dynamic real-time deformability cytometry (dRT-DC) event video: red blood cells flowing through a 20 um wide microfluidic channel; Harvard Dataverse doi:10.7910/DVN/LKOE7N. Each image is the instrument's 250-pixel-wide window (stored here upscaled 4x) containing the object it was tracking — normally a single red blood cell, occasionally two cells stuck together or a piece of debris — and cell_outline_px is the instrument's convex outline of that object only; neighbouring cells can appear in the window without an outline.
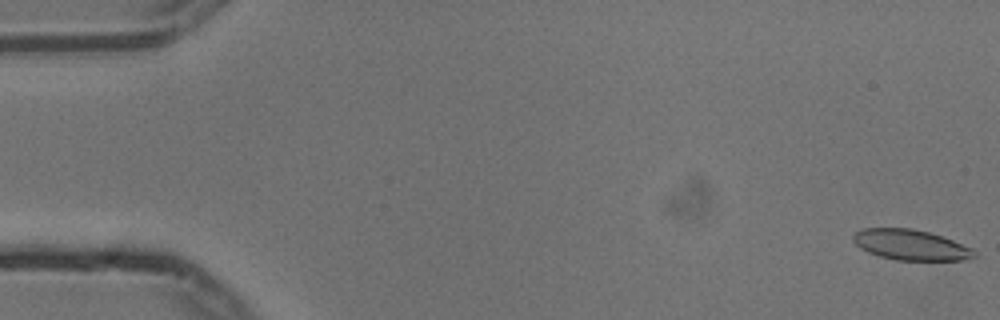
{"species": "common noctule bat (a hibernating species)", "species_latin": "Nyctalus noctula", "temperature_condition": "cold", "stored_images_in_passage": 55, "camera_frame_rate_fps": 3000, "um_per_image_px": 0.085, "animal": {"sex": "male", "body_mass_g": 13.3}, "frame": {"image": 1, "passage_image": 1, "time_ms": 0.0, "image_size_px": [1000, 320], "cell_outline_px": [[976, 256], [964, 260], [896, 260], [880, 256], [868, 252], [860, 248], [852, 240], [852, 236], [856, 232], [864, 228], [912, 228], [928, 232], [952, 240], [972, 248], [976, 252]], "centroid_in_image_um": [77.39, 20.81], "position_along_channel_um": 7.6, "area_um2": 21.39}}
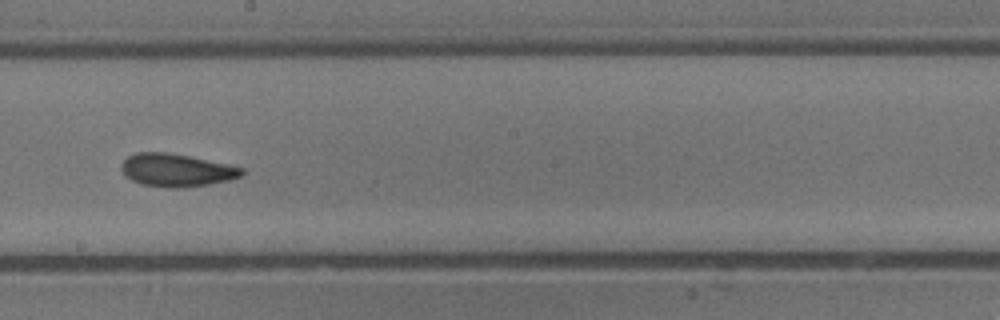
{"frame": {"image": 2, "passage_image": 31, "time_ms": 10.0, "image_size_px": [1000, 320], "cell_outline_px": [[244, 172], [240, 176], [232, 180], [184, 188], [168, 188], [140, 184], [124, 176], [120, 168], [120, 164], [128, 156], [136, 152], [164, 152], [188, 156], [228, 164], [244, 168]], "centroid_in_image_um": [14.97, 14.47], "position_along_channel_um": 233.2, "area_um2": 23.24}}
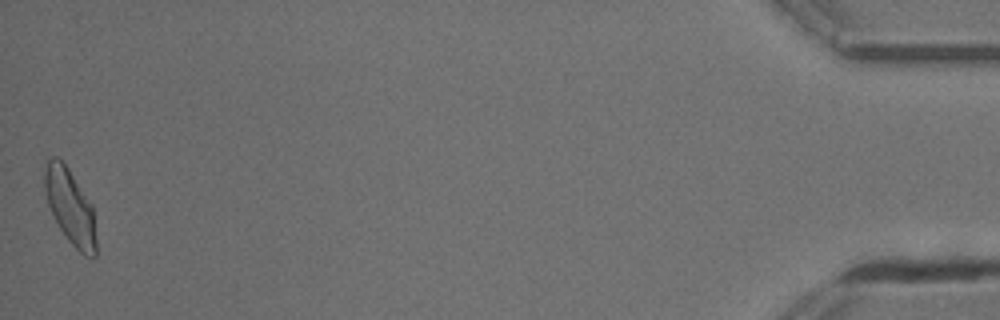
{"frame": {"image": 3, "passage_image": 55, "time_ms": 18.0, "image_size_px": [1000, 320], "cell_outline_px": [[96, 256], [84, 256], [68, 240], [60, 228], [48, 204], [44, 188], [44, 172], [48, 160], [52, 156], [56, 156], [68, 168], [92, 204], [96, 240]], "centroid_in_image_um": [5.97, 17.57], "position_along_channel_um": 429.2, "area_um2": 22.2}, "authors_computed_cell_mechanics": {"area_um2": 22.4842, "velocity_mm_per_s": 3.7138, "shape_relaxation_time_tau1_ms": 5.8692, "shape_relaxation_time_tau2_ms": 3.0511, "deformation_change_tau1": 0.142, "deformation_change_tau2": 0.0941}}